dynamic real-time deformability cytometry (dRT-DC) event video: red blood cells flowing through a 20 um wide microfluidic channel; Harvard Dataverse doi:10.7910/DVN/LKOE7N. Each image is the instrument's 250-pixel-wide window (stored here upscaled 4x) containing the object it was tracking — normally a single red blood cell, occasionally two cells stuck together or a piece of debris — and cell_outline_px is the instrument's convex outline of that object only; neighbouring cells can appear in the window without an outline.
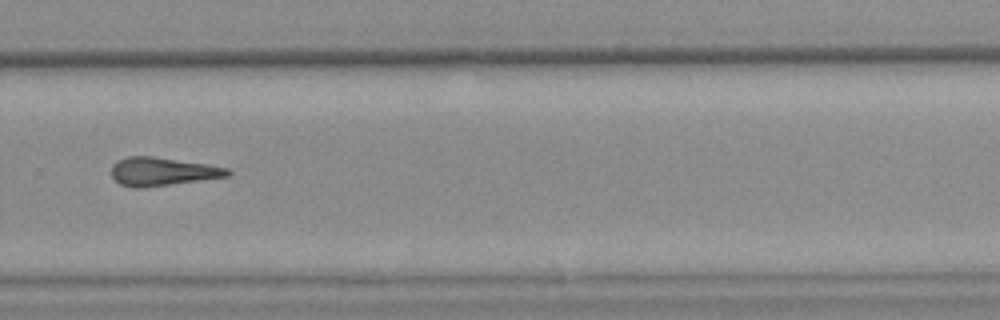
{"species": "common noctule bat (a hibernating species)", "species_latin": "Nyctalus noctula", "temperature_condition": "warm", "stored_images_in_passage": 33, "camera_frame_rate_fps": 3000, "um_per_image_px": 0.085, "animal": {"sex": "female", "body_mass_g": 25.1}, "frame": {"image": 1, "passage_image": 24, "time_ms": 7.667, "image_size_px": [1000, 320], "cell_outline_px": [[232, 172], [228, 176], [144, 188], [132, 188], [120, 184], [112, 176], [112, 164], [116, 160], [128, 156], [152, 156], [204, 164], [228, 168]], "centroid_in_image_um": [13.75, 14.58], "position_along_channel_um": 316.0, "area_um2": 19.07}}